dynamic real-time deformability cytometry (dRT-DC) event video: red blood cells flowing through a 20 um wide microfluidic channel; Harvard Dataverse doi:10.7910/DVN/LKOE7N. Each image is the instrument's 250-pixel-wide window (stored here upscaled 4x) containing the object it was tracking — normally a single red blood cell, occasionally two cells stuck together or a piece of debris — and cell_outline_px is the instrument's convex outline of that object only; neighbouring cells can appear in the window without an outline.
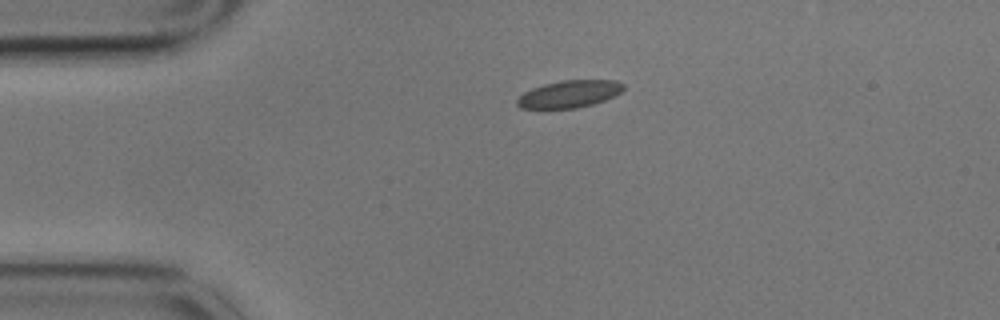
{"species": "common noctule bat (a hibernating species)", "species_latin": "Nyctalus noctula", "temperature_condition": "cold", "stored_images_in_passage": 20, "camera_frame_rate_fps": 3000, "um_per_image_px": 0.085, "animal": {"sex": "male", "body_mass_g": 17.9}, "frame": {"image": 1, "passage_image": 1, "time_ms": 0.0, "image_size_px": [1000, 320], "cell_outline_px": [[624, 88], [620, 92], [604, 100], [592, 104], [576, 108], [520, 108], [516, 104], [516, 100], [524, 92], [532, 88], [544, 84], [560, 80], [616, 80], [624, 84]], "centroid_in_image_um": [48.37, 7.98], "position_along_channel_um": 36.6, "area_um2": 16.76}}